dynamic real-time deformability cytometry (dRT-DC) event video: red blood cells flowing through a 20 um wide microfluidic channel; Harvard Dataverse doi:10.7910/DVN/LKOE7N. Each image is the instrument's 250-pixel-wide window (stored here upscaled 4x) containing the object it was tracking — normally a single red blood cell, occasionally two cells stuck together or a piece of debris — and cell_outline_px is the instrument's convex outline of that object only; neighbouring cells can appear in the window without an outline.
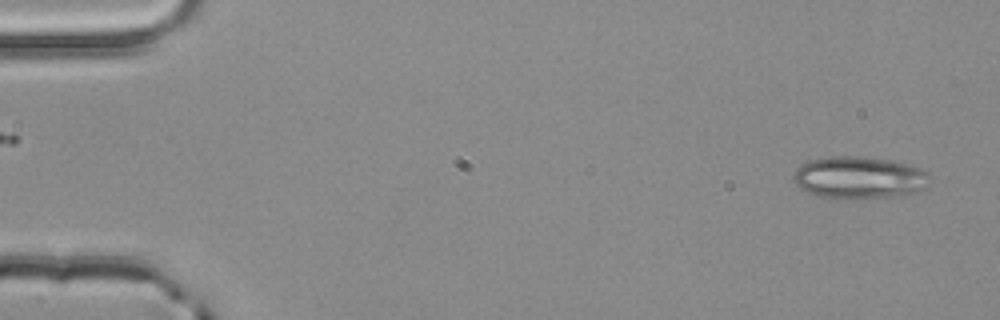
{"species": "common noctule bat (a hibernating species)", "species_latin": "Nyctalus noctula", "temperature_condition": "room temperature", "stored_images_in_passage": 3, "camera_frame_rate_fps": 3000, "um_per_image_px": 0.085, "animal": {"sex": "male", "body_mass_g": 20.4}, "frame": {"image": 1, "passage_image": 3, "time_ms": 0.667, "image_size_px": [1000, 320], "cell_outline_px": [[928, 176], [924, 188], [916, 192], [888, 196], [836, 200], [832, 200], [808, 192], [800, 188], [796, 184], [796, 168], [812, 160], [832, 156], [860, 156], [888, 160], [920, 168], [928, 172]], "centroid_in_image_um": [73.0, 15.11], "position_along_channel_um": 12.0, "area_um2": 32.95}}